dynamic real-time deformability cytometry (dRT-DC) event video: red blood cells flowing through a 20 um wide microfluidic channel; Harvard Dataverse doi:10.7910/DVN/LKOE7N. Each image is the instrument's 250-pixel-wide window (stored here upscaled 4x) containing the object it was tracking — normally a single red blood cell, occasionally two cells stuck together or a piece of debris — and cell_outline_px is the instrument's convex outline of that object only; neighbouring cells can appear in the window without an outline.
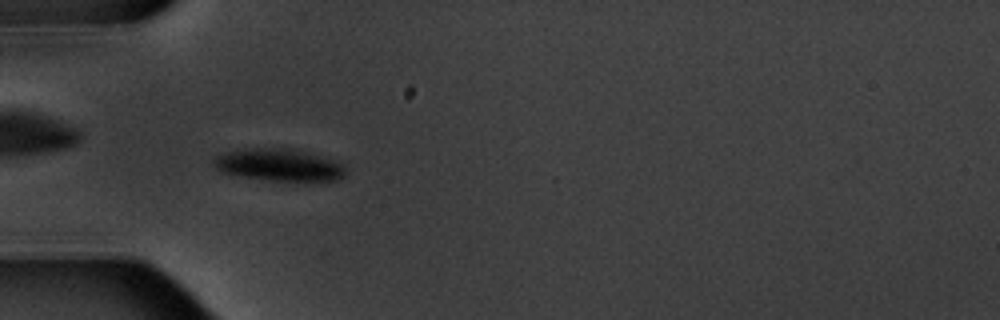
{"species": "common noctule bat (a hibernating species)", "species_latin": "Nyctalus noctula", "temperature_condition": "warm", "stored_images_in_passage": 8, "camera_frame_rate_fps": 3000, "um_per_image_px": 0.085, "animal": {"sex": "male", "body_mass_g": 20.1, "forearm_length_mm": 53.5}, "frame": {"image": 1, "passage_image": 6, "time_ms": 6.0, "image_size_px": [1000, 320], "cell_outline_px": [[344, 176], [336, 180], [268, 180], [244, 176], [224, 172], [216, 168], [212, 164], [212, 160], [216, 156], [228, 152], [244, 148], [292, 148], [332, 160], [344, 164]], "centroid_in_image_um": [23.68, 14.0], "position_along_channel_um": 61.3, "area_um2": 24.22}}